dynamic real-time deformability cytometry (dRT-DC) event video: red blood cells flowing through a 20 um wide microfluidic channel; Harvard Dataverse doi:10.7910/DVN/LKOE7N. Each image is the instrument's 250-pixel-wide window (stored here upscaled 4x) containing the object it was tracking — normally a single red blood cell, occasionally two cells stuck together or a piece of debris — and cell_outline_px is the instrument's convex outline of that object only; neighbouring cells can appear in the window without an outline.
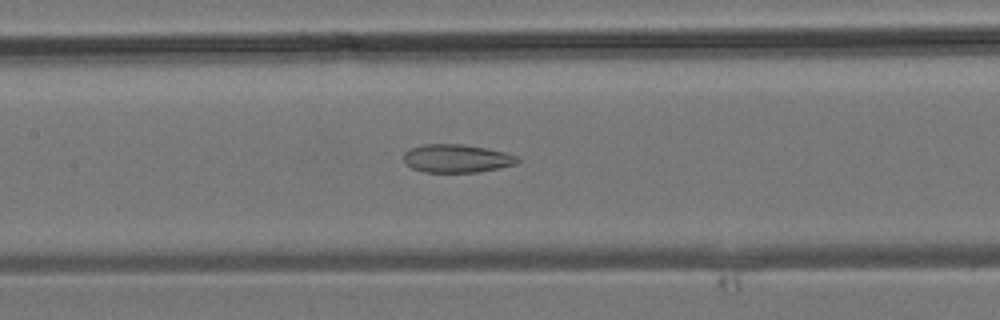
{"species": "common noctule bat (a hibernating species)", "species_latin": "Nyctalus noctula", "temperature_condition": "room temperature", "stored_images_in_passage": 27, "camera_frame_rate_fps": 3000, "um_per_image_px": 0.085, "animal": {"sex": "male", "body_mass_g": 19.2, "forearm_length_mm": 51.8}, "frame": {"image": 1, "passage_image": 14, "time_ms": 4.333, "image_size_px": [1000, 320], "cell_outline_px": [[520, 160], [516, 164], [476, 172], [424, 172], [412, 168], [404, 164], [404, 152], [412, 148], [424, 144], [464, 144], [504, 152], [516, 156]], "centroid_in_image_um": [38.78, 13.47], "position_along_channel_um": 168.6, "area_um2": 18.55}}
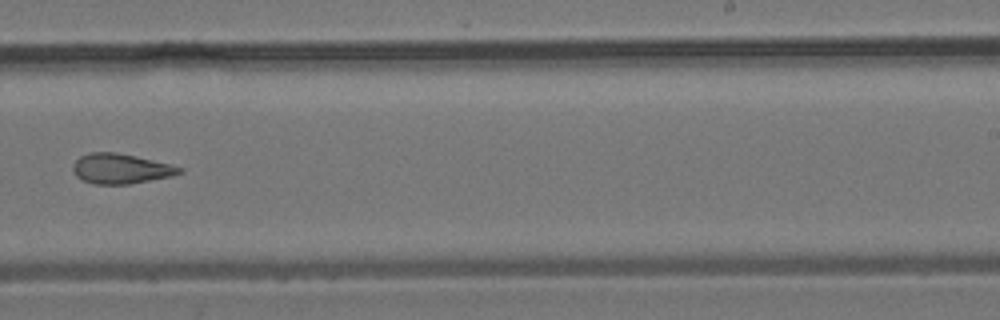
{"frame": {"image": 2, "passage_image": 20, "time_ms": 6.333, "image_size_px": [1000, 320], "cell_outline_px": [[184, 172], [172, 176], [128, 184], [92, 184], [76, 176], [72, 172], [72, 164], [80, 156], [92, 152], [116, 152], [136, 156], [172, 164], [184, 168]], "centroid_in_image_um": [10.28, 14.33], "position_along_channel_um": 278.7, "area_um2": 18.79}}
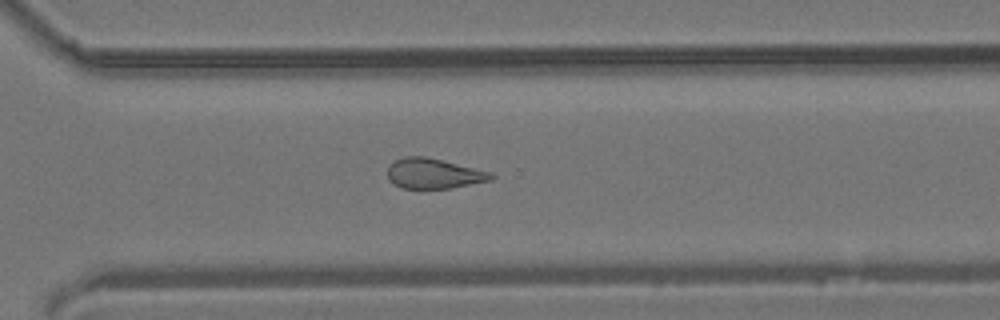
{"frame": {"image": 3, "passage_image": 23, "time_ms": 7.333, "image_size_px": [1000, 320], "cell_outline_px": [[496, 176], [492, 180], [452, 188], [404, 188], [388, 180], [388, 164], [392, 160], [404, 156], [424, 156], [492, 172]], "centroid_in_image_um": [36.86, 14.74], "position_along_channel_um": 333.7, "area_um2": 18.26}}